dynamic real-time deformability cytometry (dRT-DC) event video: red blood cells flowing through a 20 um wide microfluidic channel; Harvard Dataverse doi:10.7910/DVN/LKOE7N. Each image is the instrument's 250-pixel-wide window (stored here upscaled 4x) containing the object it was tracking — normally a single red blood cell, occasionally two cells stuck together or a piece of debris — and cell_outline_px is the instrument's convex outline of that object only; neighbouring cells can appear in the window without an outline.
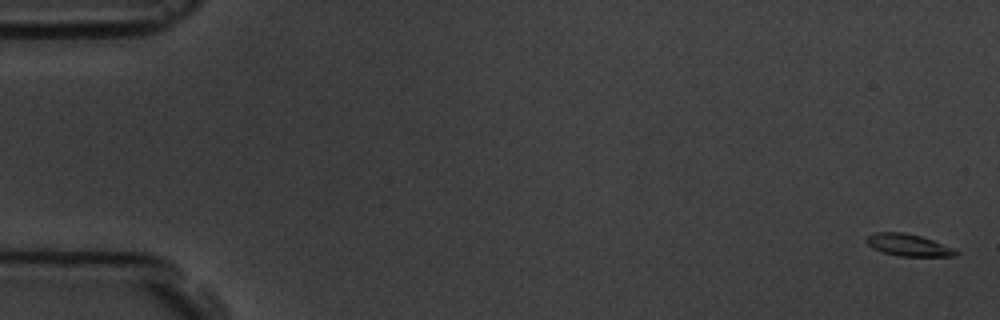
{"species": "common noctule bat (a hibernating species)", "species_latin": "Nyctalus noctula", "temperature_condition": "room temperature", "stored_images_in_passage": 8, "camera_frame_rate_fps": 3000, "um_per_image_px": 0.085, "animal": {"sex": "male", "body_mass_g": 19.5, "forearm_length_mm": 54.6}, "frame": {"image": 1, "passage_image": 1, "time_ms": 0.0, "image_size_px": [1000, 320], "cell_outline_px": [[960, 252], [956, 256], [900, 256], [884, 252], [872, 248], [864, 240], [868, 236], [876, 232], [904, 232], [920, 236], [932, 240], [952, 248]], "centroid_in_image_um": [77.19, 20.82], "position_along_channel_um": 7.8, "area_um2": 11.33}}
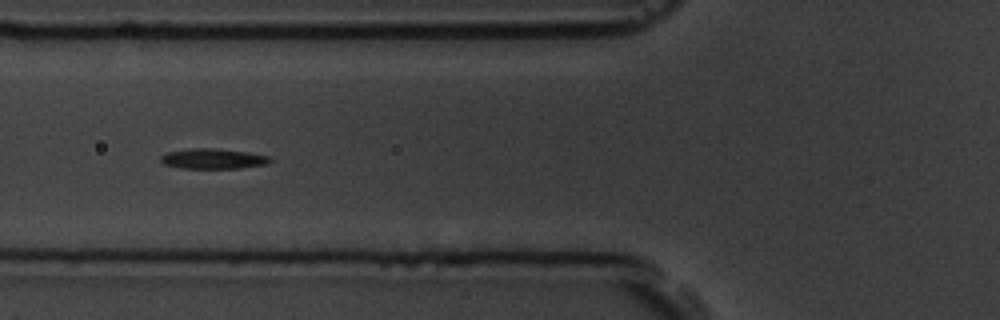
{"frame": {"image": 2, "passage_image": 7, "time_ms": 7.0, "image_size_px": [1000, 320], "cell_outline_px": [[272, 160], [268, 164], [240, 168], [180, 168], [164, 164], [160, 160], [160, 156], [168, 152], [192, 148], [212, 148], [248, 152], [268, 156]], "centroid_in_image_um": [18.11, 13.49], "position_along_channel_um": 107.7, "area_um2": 12.83}}
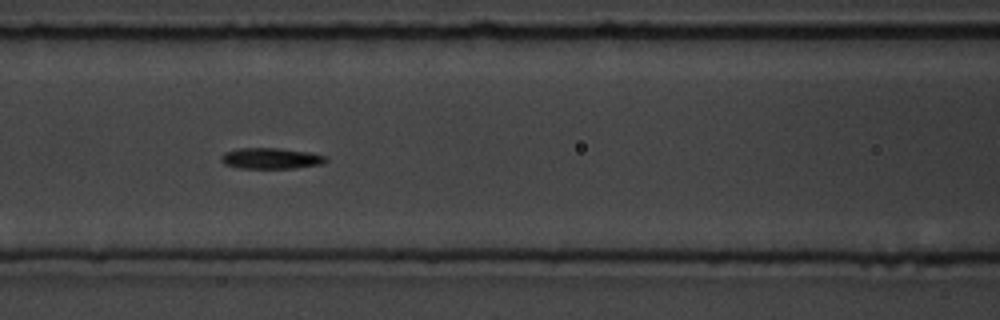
{"frame": {"image": 3, "passage_image": 8, "time_ms": 8.0, "image_size_px": [1000, 320], "cell_outline_px": [[328, 160], [324, 164], [296, 168], [240, 168], [224, 164], [220, 160], [220, 156], [224, 152], [240, 148], [280, 148], [308, 152], [324, 156]], "centroid_in_image_um": [23.01, 13.46], "position_along_channel_um": 143.6, "area_um2": 12.83}}